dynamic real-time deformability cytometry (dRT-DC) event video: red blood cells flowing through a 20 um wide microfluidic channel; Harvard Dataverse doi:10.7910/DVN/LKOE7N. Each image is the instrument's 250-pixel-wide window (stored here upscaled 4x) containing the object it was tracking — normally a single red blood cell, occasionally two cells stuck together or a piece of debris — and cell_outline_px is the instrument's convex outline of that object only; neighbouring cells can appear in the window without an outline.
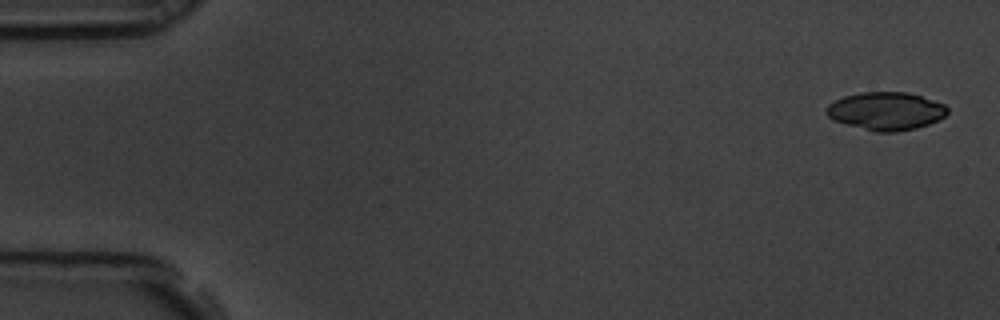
{"species": "common noctule bat (a hibernating species)", "species_latin": "Nyctalus noctula", "temperature_condition": "room temperature", "stored_images_in_passage": 5, "camera_frame_rate_fps": 3000, "um_per_image_px": 0.085, "animal": {"sex": "male", "body_mass_g": 19.5, "forearm_length_mm": 54.6}, "frame": {"image": 1, "passage_image": 1, "time_ms": 0.0, "image_size_px": [1000, 320], "cell_outline_px": [[948, 112], [940, 120], [916, 128], [896, 132], [876, 132], [844, 124], [832, 120], [824, 112], [828, 104], [844, 96], [860, 92], [908, 92], [944, 104], [948, 108]], "centroid_in_image_um": [75.28, 9.45], "position_along_channel_um": 9.7, "area_um2": 26.93}}